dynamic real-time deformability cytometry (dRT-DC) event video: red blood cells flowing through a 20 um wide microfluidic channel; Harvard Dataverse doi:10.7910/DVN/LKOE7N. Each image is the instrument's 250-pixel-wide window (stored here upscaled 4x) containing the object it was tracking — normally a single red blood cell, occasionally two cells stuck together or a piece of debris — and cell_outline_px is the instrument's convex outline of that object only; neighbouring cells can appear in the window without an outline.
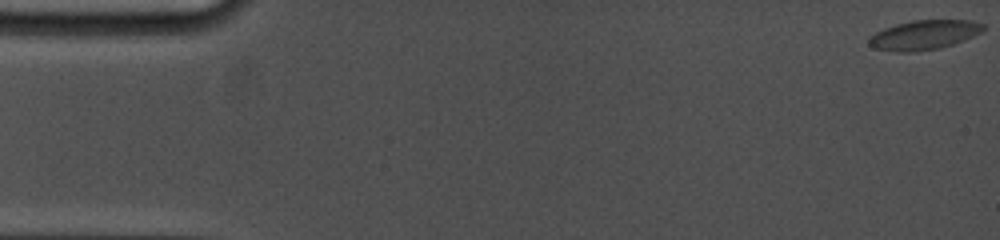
{"species": "common noctule bat (a hibernating species)", "species_latin": "Nyctalus noctula", "temperature_condition": "cold", "stored_images_in_passage": 43, "camera_frame_rate_fps": 5000, "um_per_image_px": 0.085, "animal": {"sex": "female", "body_mass_g": 19.0, "forearm_length_mm": 53.3}, "frame": {"image": 1, "passage_image": 1, "time_ms": 0.0, "image_size_px": [1000, 240], "cell_outline_px": [[984, 28], [980, 32], [972, 36], [952, 44], [940, 48], [916, 52], [900, 52], [876, 48], [868, 44], [868, 40], [876, 32], [884, 28], [896, 24], [912, 20], [972, 20], [984, 24]], "centroid_in_image_um": [78.54, 2.96], "position_along_channel_um": 6.5, "area_um2": 19.42}}
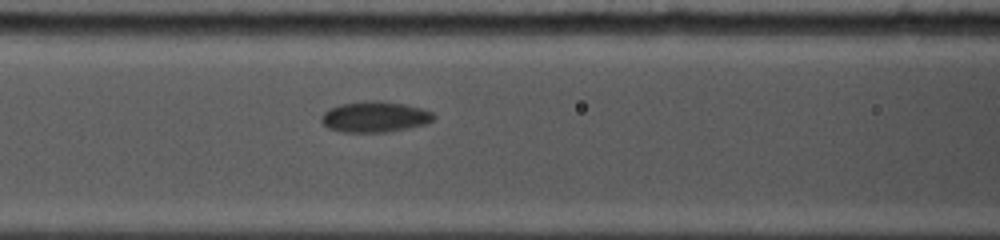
{"frame": {"image": 2, "passage_image": 21, "time_ms": 7.4, "image_size_px": [1000, 240], "cell_outline_px": [[436, 116], [428, 124], [388, 132], [344, 132], [328, 128], [320, 120], [320, 116], [324, 112], [340, 104], [372, 100], [380, 100], [404, 104], [420, 108], [432, 112]], "centroid_in_image_um": [31.87, 9.93], "position_along_channel_um": 134.7, "area_um2": 20.17}}
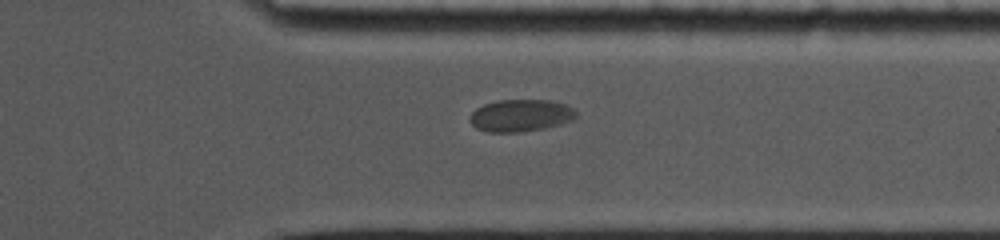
{"frame": {"image": 3, "passage_image": 37, "time_ms": 13.8, "image_size_px": [1000, 240], "cell_outline_px": [[576, 116], [572, 120], [560, 124], [544, 128], [520, 132], [488, 132], [476, 128], [468, 120], [468, 116], [476, 108], [484, 104], [496, 100], [548, 100], [564, 104], [572, 108], [576, 112]], "centroid_in_image_um": [44.2, 9.82], "position_along_channel_um": 367.2, "area_um2": 19.94}}